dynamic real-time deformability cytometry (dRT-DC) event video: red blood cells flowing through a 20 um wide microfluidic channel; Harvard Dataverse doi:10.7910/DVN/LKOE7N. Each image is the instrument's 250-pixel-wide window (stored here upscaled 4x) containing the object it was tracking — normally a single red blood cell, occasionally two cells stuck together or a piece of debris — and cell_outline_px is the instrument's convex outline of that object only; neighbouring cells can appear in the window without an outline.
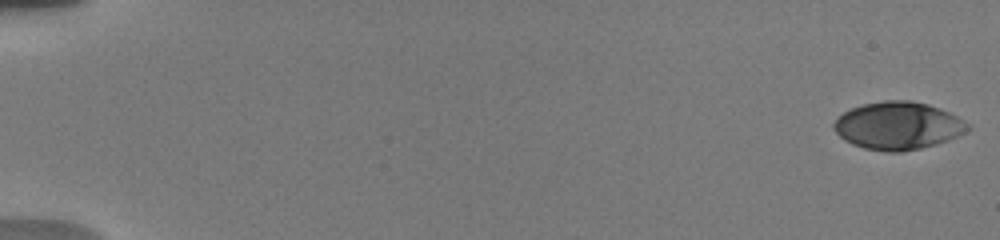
{"species": "human", "species_latin": "Homo sapiens", "temperature_condition": "warm", "stored_images_in_passage": 8, "camera_frame_rate_fps": 3000, "um_per_image_px": 0.085, "donor": {"sex": "male"}, "frame": {"image": 1, "passage_image": 1, "time_ms": 0.0, "image_size_px": [1000, 240], "cell_outline_px": [[972, 128], [948, 140], [936, 144], [920, 148], [900, 152], [888, 152], [864, 148], [852, 144], [844, 140], [832, 128], [832, 124], [844, 112], [852, 108], [864, 104], [884, 100], [908, 100], [928, 104], [940, 108], [956, 116], [968, 124]], "centroid_in_image_um": [76.31, 10.69], "position_along_channel_um": 8.7, "area_um2": 36.99}}